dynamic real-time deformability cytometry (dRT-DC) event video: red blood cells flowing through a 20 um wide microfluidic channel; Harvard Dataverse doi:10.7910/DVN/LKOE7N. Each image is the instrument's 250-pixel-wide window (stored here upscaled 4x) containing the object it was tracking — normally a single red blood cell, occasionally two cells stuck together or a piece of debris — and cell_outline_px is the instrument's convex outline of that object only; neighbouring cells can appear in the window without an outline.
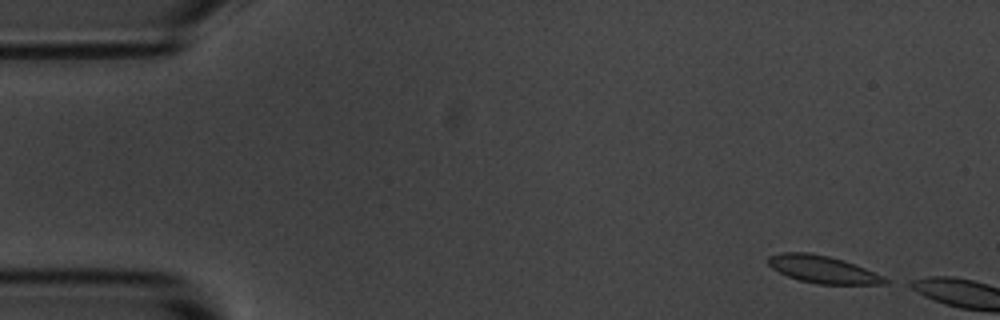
{"species": "common noctule bat (a hibernating species)", "species_latin": "Nyctalus noctula", "temperature_condition": "room temperature", "stored_images_in_passage": 11, "camera_frame_rate_fps": 3000, "um_per_image_px": 0.085, "animal": {"sex": "male", "body_mass_g": 20.1, "forearm_length_mm": 53.5}, "frame": {"image": 1, "passage_image": 4, "time_ms": 1.0, "image_size_px": [1000, 320], "cell_outline_px": [[888, 284], [816, 284], [800, 280], [788, 276], [772, 268], [768, 264], [768, 256], [780, 252], [808, 252], [828, 256], [844, 260], [856, 264], [884, 276], [888, 280]], "centroid_in_image_um": [69.95, 22.89], "position_along_channel_um": 15.1, "area_um2": 18.67}}